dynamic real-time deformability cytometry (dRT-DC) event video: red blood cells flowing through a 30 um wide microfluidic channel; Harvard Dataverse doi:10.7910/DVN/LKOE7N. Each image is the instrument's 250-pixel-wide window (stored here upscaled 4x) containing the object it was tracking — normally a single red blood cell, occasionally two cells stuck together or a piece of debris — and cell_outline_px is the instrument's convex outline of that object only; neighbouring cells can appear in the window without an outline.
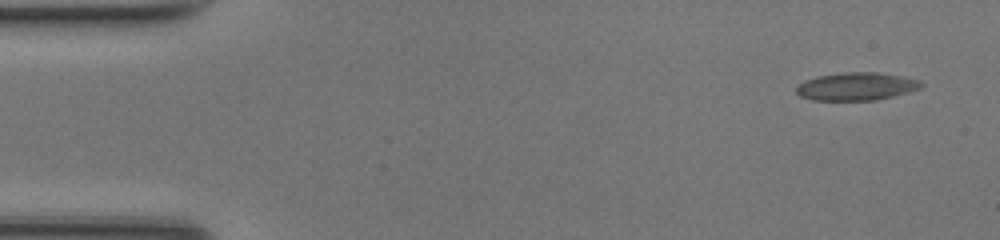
{"species": "common noctule bat (a hibernating species)", "species_latin": "Nyctalus noctula", "temperature_condition": "room temperature", "stored_images_in_passage": 47, "camera_frame_rate_fps": 3000, "um_per_image_px": 0.085, "animal": {"sex": "female", "body_mass_g": 17.0, "forearm_length_mm": 48.0}, "frame": {"image": 1, "passage_image": 1, "time_ms": 0.0, "image_size_px": [1000, 240], "cell_outline_px": [[924, 84], [920, 88], [908, 92], [876, 100], [812, 100], [800, 96], [796, 92], [796, 84], [804, 80], [816, 76], [844, 72], [876, 72], [900, 76], [920, 80]], "centroid_in_image_um": [72.75, 7.34], "position_along_channel_um": 12.3, "area_um2": 20.35}}
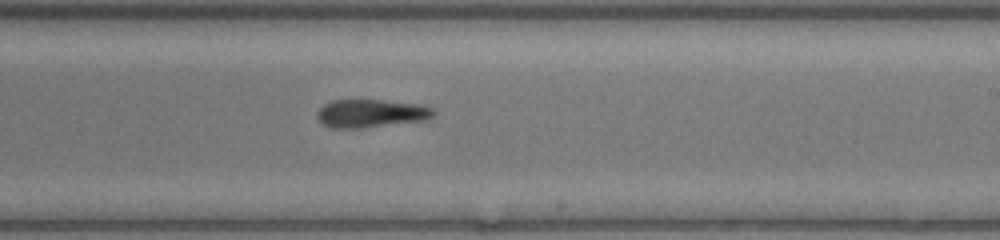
{"frame": {"image": 2, "passage_image": 27, "time_ms": 8.667, "image_size_px": [1000, 240], "cell_outline_px": [[436, 116], [428, 120], [364, 128], [328, 128], [316, 116], [316, 112], [324, 104], [332, 100], [384, 100], [420, 104], [432, 108], [436, 112]], "centroid_in_image_um": [31.57, 9.64], "position_along_channel_um": 257.4, "area_um2": 19.42}}
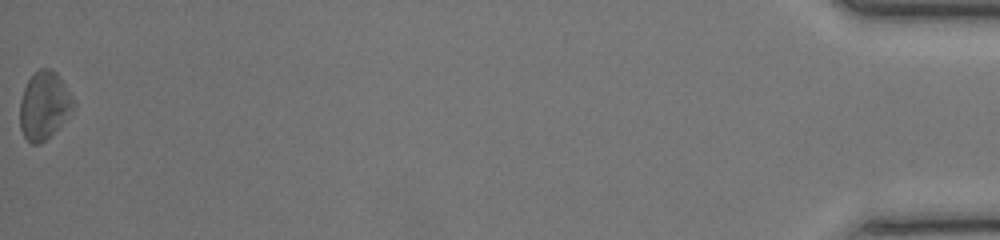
{"frame": {"image": 3, "passage_image": 47, "time_ms": 15.333, "image_size_px": [1000, 240], "cell_outline_px": [[76, 108], [40, 144], [32, 144], [24, 136], [20, 128], [20, 100], [24, 88], [28, 80], [40, 68], [48, 68], [56, 72], [60, 76], [72, 96], [76, 104]], "centroid_in_image_um": [3.76, 8.94], "position_along_channel_um": 431.4, "area_um2": 20.98}, "authors_computed_cell_mechanics": {"area_um2": 19.8254, "velocity_mm_per_s": 4.2433, "shape_relaxation_time_tau1_ms": 5.6202, "shape_relaxation_time_tau2_ms": 2.6121, "deformation_change_tau1": 0.1397, "deformation_change_tau2": 0.1222}}